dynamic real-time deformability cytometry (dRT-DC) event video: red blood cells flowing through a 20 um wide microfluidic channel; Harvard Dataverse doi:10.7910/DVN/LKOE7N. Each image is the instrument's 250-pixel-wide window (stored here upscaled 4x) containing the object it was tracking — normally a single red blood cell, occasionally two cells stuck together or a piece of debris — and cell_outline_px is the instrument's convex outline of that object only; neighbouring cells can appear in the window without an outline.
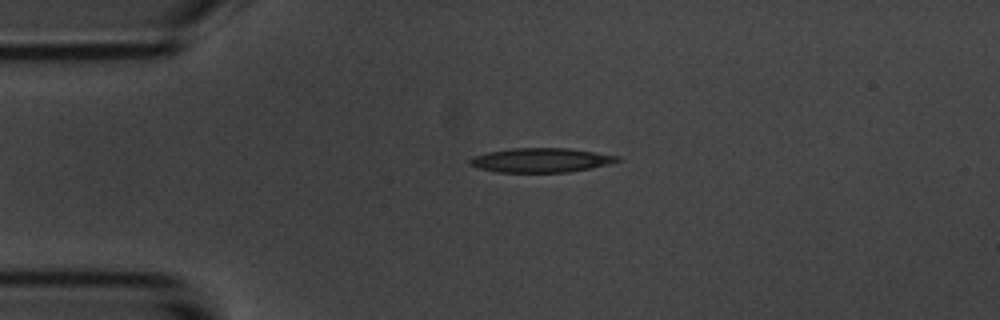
{"species": "common noctule bat (a hibernating species)", "species_latin": "Nyctalus noctula", "temperature_condition": "room temperature", "stored_images_in_passage": 5, "camera_frame_rate_fps": 3000, "um_per_image_px": 0.085, "animal": {"sex": "male", "body_mass_g": 20.1, "forearm_length_mm": 53.5}, "frame": {"image": 1, "passage_image": 3, "time_ms": 2.333, "image_size_px": [1000, 320], "cell_outline_px": [[620, 160], [608, 164], [592, 168], [568, 172], [500, 172], [480, 168], [472, 164], [468, 160], [472, 156], [488, 152], [512, 148], [568, 148], [596, 152], [620, 156]], "centroid_in_image_um": [46.02, 13.61], "position_along_channel_um": 39.0, "area_um2": 20.75}}
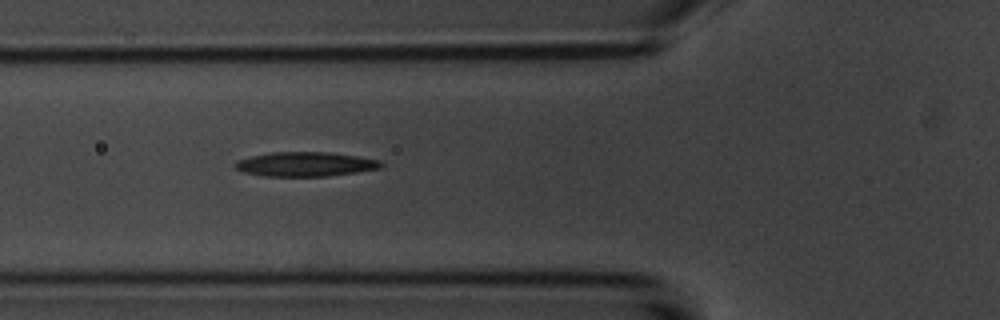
{"frame": {"image": 2, "passage_image": 5, "time_ms": 4.667, "image_size_px": [1000, 320], "cell_outline_px": [[384, 164], [380, 168], [356, 172], [328, 176], [264, 176], [244, 172], [236, 168], [236, 160], [252, 156], [272, 152], [328, 152], [356, 156], [380, 160]], "centroid_in_image_um": [25.97, 13.95], "position_along_channel_um": 99.8, "area_um2": 20.58}}